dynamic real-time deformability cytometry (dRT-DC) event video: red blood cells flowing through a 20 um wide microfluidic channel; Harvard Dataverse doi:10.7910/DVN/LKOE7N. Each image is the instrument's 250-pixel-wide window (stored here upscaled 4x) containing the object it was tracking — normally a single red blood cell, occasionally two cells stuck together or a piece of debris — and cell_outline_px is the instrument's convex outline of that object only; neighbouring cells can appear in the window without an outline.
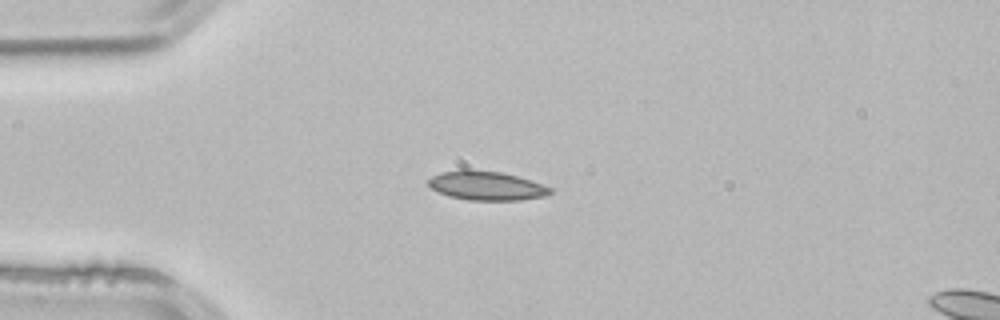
{"species": "common noctule bat (a hibernating species)", "species_latin": "Nyctalus noctula", "temperature_condition": "room temperature", "stored_images_in_passage": 2, "segment_of_instrument_passage": [1, 2], "camera_frame_rate_fps": 3000, "um_per_image_px": 0.085, "animal": {"sex": "male", "body_mass_g": 21.5, "forearm_length_mm": 52.0}, "frame": {"image": 1, "passage_image": 1, "time_ms": 0.0, "image_size_px": [1000, 320], "cell_outline_px": [[552, 192], [548, 196], [520, 200], [468, 200], [448, 196], [432, 188], [428, 184], [428, 180], [432, 176], [440, 172], [460, 168], [464, 168], [500, 172], [516, 176], [552, 188]], "centroid_in_image_um": [41.32, 15.77], "position_along_channel_um": 43.7, "area_um2": 20.69}}